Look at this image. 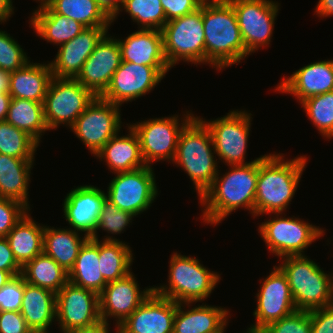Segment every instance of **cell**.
Instances as JSON below:
<instances>
[{
  "label": "cell",
  "instance_id": "1",
  "mask_svg": "<svg viewBox=\"0 0 333 333\" xmlns=\"http://www.w3.org/2000/svg\"><path fill=\"white\" fill-rule=\"evenodd\" d=\"M220 176L218 171L212 185L199 198L204 207L202 219L217 225L238 208L249 210L255 216V193L259 172V159L245 165H230Z\"/></svg>",
  "mask_w": 333,
  "mask_h": 333
},
{
  "label": "cell",
  "instance_id": "2",
  "mask_svg": "<svg viewBox=\"0 0 333 333\" xmlns=\"http://www.w3.org/2000/svg\"><path fill=\"white\" fill-rule=\"evenodd\" d=\"M205 64L223 70L246 58L235 10L228 0H204Z\"/></svg>",
  "mask_w": 333,
  "mask_h": 333
},
{
  "label": "cell",
  "instance_id": "3",
  "mask_svg": "<svg viewBox=\"0 0 333 333\" xmlns=\"http://www.w3.org/2000/svg\"><path fill=\"white\" fill-rule=\"evenodd\" d=\"M284 154H266L259 159V172L255 193V217L263 214L282 213L295 195L306 156L285 160Z\"/></svg>",
  "mask_w": 333,
  "mask_h": 333
},
{
  "label": "cell",
  "instance_id": "4",
  "mask_svg": "<svg viewBox=\"0 0 333 333\" xmlns=\"http://www.w3.org/2000/svg\"><path fill=\"white\" fill-rule=\"evenodd\" d=\"M213 140L206 124L194 116L182 129L173 164L181 166L190 177L199 198L218 174Z\"/></svg>",
  "mask_w": 333,
  "mask_h": 333
},
{
  "label": "cell",
  "instance_id": "5",
  "mask_svg": "<svg viewBox=\"0 0 333 333\" xmlns=\"http://www.w3.org/2000/svg\"><path fill=\"white\" fill-rule=\"evenodd\" d=\"M307 257L285 256L278 266L287 277L296 309L310 311L333 305V273H325Z\"/></svg>",
  "mask_w": 333,
  "mask_h": 333
},
{
  "label": "cell",
  "instance_id": "6",
  "mask_svg": "<svg viewBox=\"0 0 333 333\" xmlns=\"http://www.w3.org/2000/svg\"><path fill=\"white\" fill-rule=\"evenodd\" d=\"M168 284L153 291L176 303H197L210 296L220 282V275L208 270L196 257L173 253L169 261Z\"/></svg>",
  "mask_w": 333,
  "mask_h": 333
},
{
  "label": "cell",
  "instance_id": "7",
  "mask_svg": "<svg viewBox=\"0 0 333 333\" xmlns=\"http://www.w3.org/2000/svg\"><path fill=\"white\" fill-rule=\"evenodd\" d=\"M164 55L172 68L179 61L205 64V33L202 5L192 13L166 22L163 29Z\"/></svg>",
  "mask_w": 333,
  "mask_h": 333
},
{
  "label": "cell",
  "instance_id": "8",
  "mask_svg": "<svg viewBox=\"0 0 333 333\" xmlns=\"http://www.w3.org/2000/svg\"><path fill=\"white\" fill-rule=\"evenodd\" d=\"M262 222L258 230L270 253L275 256H297L303 254L312 242L324 236L325 230L293 216L286 218L282 213ZM295 217V218H294Z\"/></svg>",
  "mask_w": 333,
  "mask_h": 333
},
{
  "label": "cell",
  "instance_id": "9",
  "mask_svg": "<svg viewBox=\"0 0 333 333\" xmlns=\"http://www.w3.org/2000/svg\"><path fill=\"white\" fill-rule=\"evenodd\" d=\"M183 116L181 122L178 119L179 116L173 115L130 124L139 137L141 153L146 165L151 166L152 162L160 160L173 162L181 131L194 117L189 111Z\"/></svg>",
  "mask_w": 333,
  "mask_h": 333
},
{
  "label": "cell",
  "instance_id": "10",
  "mask_svg": "<svg viewBox=\"0 0 333 333\" xmlns=\"http://www.w3.org/2000/svg\"><path fill=\"white\" fill-rule=\"evenodd\" d=\"M95 97L76 79L53 77L43 102L48 129L56 130L60 124L70 128Z\"/></svg>",
  "mask_w": 333,
  "mask_h": 333
},
{
  "label": "cell",
  "instance_id": "11",
  "mask_svg": "<svg viewBox=\"0 0 333 333\" xmlns=\"http://www.w3.org/2000/svg\"><path fill=\"white\" fill-rule=\"evenodd\" d=\"M252 114L247 111L232 110L227 115L206 121L200 118L209 129L214 150L225 165H245L257 161L262 156L245 162L248 138L250 135Z\"/></svg>",
  "mask_w": 333,
  "mask_h": 333
},
{
  "label": "cell",
  "instance_id": "12",
  "mask_svg": "<svg viewBox=\"0 0 333 333\" xmlns=\"http://www.w3.org/2000/svg\"><path fill=\"white\" fill-rule=\"evenodd\" d=\"M116 175L109 183L106 195L119 209L137 216L149 209L158 197L155 173L151 166Z\"/></svg>",
  "mask_w": 333,
  "mask_h": 333
},
{
  "label": "cell",
  "instance_id": "13",
  "mask_svg": "<svg viewBox=\"0 0 333 333\" xmlns=\"http://www.w3.org/2000/svg\"><path fill=\"white\" fill-rule=\"evenodd\" d=\"M233 6L246 57L271 42L280 4L273 0H228Z\"/></svg>",
  "mask_w": 333,
  "mask_h": 333
},
{
  "label": "cell",
  "instance_id": "14",
  "mask_svg": "<svg viewBox=\"0 0 333 333\" xmlns=\"http://www.w3.org/2000/svg\"><path fill=\"white\" fill-rule=\"evenodd\" d=\"M120 106L96 96L70 129L94 156L121 129Z\"/></svg>",
  "mask_w": 333,
  "mask_h": 333
},
{
  "label": "cell",
  "instance_id": "15",
  "mask_svg": "<svg viewBox=\"0 0 333 333\" xmlns=\"http://www.w3.org/2000/svg\"><path fill=\"white\" fill-rule=\"evenodd\" d=\"M263 280L256 294L255 323L245 333H259L268 324L290 315L297 309L286 275L278 266Z\"/></svg>",
  "mask_w": 333,
  "mask_h": 333
},
{
  "label": "cell",
  "instance_id": "16",
  "mask_svg": "<svg viewBox=\"0 0 333 333\" xmlns=\"http://www.w3.org/2000/svg\"><path fill=\"white\" fill-rule=\"evenodd\" d=\"M99 320L97 293L68 281L56 294V321L62 333L93 325Z\"/></svg>",
  "mask_w": 333,
  "mask_h": 333
},
{
  "label": "cell",
  "instance_id": "17",
  "mask_svg": "<svg viewBox=\"0 0 333 333\" xmlns=\"http://www.w3.org/2000/svg\"><path fill=\"white\" fill-rule=\"evenodd\" d=\"M133 273L126 277L108 282L99 294L100 319L109 322L116 319V333H120L121 325L152 293L153 286L140 290Z\"/></svg>",
  "mask_w": 333,
  "mask_h": 333
},
{
  "label": "cell",
  "instance_id": "18",
  "mask_svg": "<svg viewBox=\"0 0 333 333\" xmlns=\"http://www.w3.org/2000/svg\"><path fill=\"white\" fill-rule=\"evenodd\" d=\"M164 77L152 66L121 61L110 84L100 96L102 99L122 106L151 92Z\"/></svg>",
  "mask_w": 333,
  "mask_h": 333
},
{
  "label": "cell",
  "instance_id": "19",
  "mask_svg": "<svg viewBox=\"0 0 333 333\" xmlns=\"http://www.w3.org/2000/svg\"><path fill=\"white\" fill-rule=\"evenodd\" d=\"M121 61L118 39L109 37L106 33L96 44L94 51L84 62L81 72L75 79L95 96H101L109 86Z\"/></svg>",
  "mask_w": 333,
  "mask_h": 333
},
{
  "label": "cell",
  "instance_id": "20",
  "mask_svg": "<svg viewBox=\"0 0 333 333\" xmlns=\"http://www.w3.org/2000/svg\"><path fill=\"white\" fill-rule=\"evenodd\" d=\"M107 198L106 193L93 185L73 188L63 202L64 218L78 232L88 238L95 235L100 212Z\"/></svg>",
  "mask_w": 333,
  "mask_h": 333
},
{
  "label": "cell",
  "instance_id": "21",
  "mask_svg": "<svg viewBox=\"0 0 333 333\" xmlns=\"http://www.w3.org/2000/svg\"><path fill=\"white\" fill-rule=\"evenodd\" d=\"M176 302L154 291L121 324L120 333H173Z\"/></svg>",
  "mask_w": 333,
  "mask_h": 333
},
{
  "label": "cell",
  "instance_id": "22",
  "mask_svg": "<svg viewBox=\"0 0 333 333\" xmlns=\"http://www.w3.org/2000/svg\"><path fill=\"white\" fill-rule=\"evenodd\" d=\"M108 27H86L75 38L61 44L54 61L49 63L53 77L75 79Z\"/></svg>",
  "mask_w": 333,
  "mask_h": 333
},
{
  "label": "cell",
  "instance_id": "23",
  "mask_svg": "<svg viewBox=\"0 0 333 333\" xmlns=\"http://www.w3.org/2000/svg\"><path fill=\"white\" fill-rule=\"evenodd\" d=\"M118 43L122 61L152 66L163 77L171 69L164 55L161 30L139 29L123 40L118 38Z\"/></svg>",
  "mask_w": 333,
  "mask_h": 333
},
{
  "label": "cell",
  "instance_id": "24",
  "mask_svg": "<svg viewBox=\"0 0 333 333\" xmlns=\"http://www.w3.org/2000/svg\"><path fill=\"white\" fill-rule=\"evenodd\" d=\"M275 91L294 95L299 102L333 91V60H322L310 63L291 76H284Z\"/></svg>",
  "mask_w": 333,
  "mask_h": 333
},
{
  "label": "cell",
  "instance_id": "25",
  "mask_svg": "<svg viewBox=\"0 0 333 333\" xmlns=\"http://www.w3.org/2000/svg\"><path fill=\"white\" fill-rule=\"evenodd\" d=\"M193 303H176L173 321V333H224L228 326L229 310L209 305H198L191 309ZM188 307L185 310L184 306ZM185 311H184V310Z\"/></svg>",
  "mask_w": 333,
  "mask_h": 333
},
{
  "label": "cell",
  "instance_id": "26",
  "mask_svg": "<svg viewBox=\"0 0 333 333\" xmlns=\"http://www.w3.org/2000/svg\"><path fill=\"white\" fill-rule=\"evenodd\" d=\"M127 125L128 135L119 136L116 133L95 155L101 161L105 160L114 174L147 166L141 153L139 137L131 125Z\"/></svg>",
  "mask_w": 333,
  "mask_h": 333
},
{
  "label": "cell",
  "instance_id": "27",
  "mask_svg": "<svg viewBox=\"0 0 333 333\" xmlns=\"http://www.w3.org/2000/svg\"><path fill=\"white\" fill-rule=\"evenodd\" d=\"M20 312L33 333H49V326L56 321V294L24 281Z\"/></svg>",
  "mask_w": 333,
  "mask_h": 333
},
{
  "label": "cell",
  "instance_id": "28",
  "mask_svg": "<svg viewBox=\"0 0 333 333\" xmlns=\"http://www.w3.org/2000/svg\"><path fill=\"white\" fill-rule=\"evenodd\" d=\"M30 17V25L43 40L61 45L75 38L86 27L74 19L53 12L42 0Z\"/></svg>",
  "mask_w": 333,
  "mask_h": 333
},
{
  "label": "cell",
  "instance_id": "29",
  "mask_svg": "<svg viewBox=\"0 0 333 333\" xmlns=\"http://www.w3.org/2000/svg\"><path fill=\"white\" fill-rule=\"evenodd\" d=\"M53 74L49 63L28 62L10 73L9 94L12 98L43 103Z\"/></svg>",
  "mask_w": 333,
  "mask_h": 333
},
{
  "label": "cell",
  "instance_id": "30",
  "mask_svg": "<svg viewBox=\"0 0 333 333\" xmlns=\"http://www.w3.org/2000/svg\"><path fill=\"white\" fill-rule=\"evenodd\" d=\"M34 159L0 154V196L24 204L29 210V181Z\"/></svg>",
  "mask_w": 333,
  "mask_h": 333
},
{
  "label": "cell",
  "instance_id": "31",
  "mask_svg": "<svg viewBox=\"0 0 333 333\" xmlns=\"http://www.w3.org/2000/svg\"><path fill=\"white\" fill-rule=\"evenodd\" d=\"M69 282L81 288L91 290L98 295L107 282L99 265V240L88 238L79 250L73 267L68 272Z\"/></svg>",
  "mask_w": 333,
  "mask_h": 333
},
{
  "label": "cell",
  "instance_id": "32",
  "mask_svg": "<svg viewBox=\"0 0 333 333\" xmlns=\"http://www.w3.org/2000/svg\"><path fill=\"white\" fill-rule=\"evenodd\" d=\"M28 212L6 236L14 257L21 266L43 253L45 226L37 224Z\"/></svg>",
  "mask_w": 333,
  "mask_h": 333
},
{
  "label": "cell",
  "instance_id": "33",
  "mask_svg": "<svg viewBox=\"0 0 333 333\" xmlns=\"http://www.w3.org/2000/svg\"><path fill=\"white\" fill-rule=\"evenodd\" d=\"M88 239L86 235L80 237V232L45 226L43 233V253L53 258L67 272L73 267L79 250Z\"/></svg>",
  "mask_w": 333,
  "mask_h": 333
},
{
  "label": "cell",
  "instance_id": "34",
  "mask_svg": "<svg viewBox=\"0 0 333 333\" xmlns=\"http://www.w3.org/2000/svg\"><path fill=\"white\" fill-rule=\"evenodd\" d=\"M99 240V265L104 280L108 283L131 273L133 253L131 247L112 236Z\"/></svg>",
  "mask_w": 333,
  "mask_h": 333
},
{
  "label": "cell",
  "instance_id": "35",
  "mask_svg": "<svg viewBox=\"0 0 333 333\" xmlns=\"http://www.w3.org/2000/svg\"><path fill=\"white\" fill-rule=\"evenodd\" d=\"M20 275L26 283L48 289L55 294L69 281L68 272L44 253L25 263Z\"/></svg>",
  "mask_w": 333,
  "mask_h": 333
},
{
  "label": "cell",
  "instance_id": "36",
  "mask_svg": "<svg viewBox=\"0 0 333 333\" xmlns=\"http://www.w3.org/2000/svg\"><path fill=\"white\" fill-rule=\"evenodd\" d=\"M6 121L14 127L27 132L38 143L45 131H49L45 119L43 103L12 98Z\"/></svg>",
  "mask_w": 333,
  "mask_h": 333
},
{
  "label": "cell",
  "instance_id": "37",
  "mask_svg": "<svg viewBox=\"0 0 333 333\" xmlns=\"http://www.w3.org/2000/svg\"><path fill=\"white\" fill-rule=\"evenodd\" d=\"M53 12L74 19L85 27L110 26L112 20L95 0H42Z\"/></svg>",
  "mask_w": 333,
  "mask_h": 333
},
{
  "label": "cell",
  "instance_id": "38",
  "mask_svg": "<svg viewBox=\"0 0 333 333\" xmlns=\"http://www.w3.org/2000/svg\"><path fill=\"white\" fill-rule=\"evenodd\" d=\"M38 146L39 143L27 132L6 120L0 122V154L20 159H35Z\"/></svg>",
  "mask_w": 333,
  "mask_h": 333
},
{
  "label": "cell",
  "instance_id": "39",
  "mask_svg": "<svg viewBox=\"0 0 333 333\" xmlns=\"http://www.w3.org/2000/svg\"><path fill=\"white\" fill-rule=\"evenodd\" d=\"M122 8L140 29L162 30L166 24V15L160 0H124Z\"/></svg>",
  "mask_w": 333,
  "mask_h": 333
},
{
  "label": "cell",
  "instance_id": "40",
  "mask_svg": "<svg viewBox=\"0 0 333 333\" xmlns=\"http://www.w3.org/2000/svg\"><path fill=\"white\" fill-rule=\"evenodd\" d=\"M310 121L325 139L333 137V91L300 102Z\"/></svg>",
  "mask_w": 333,
  "mask_h": 333
},
{
  "label": "cell",
  "instance_id": "41",
  "mask_svg": "<svg viewBox=\"0 0 333 333\" xmlns=\"http://www.w3.org/2000/svg\"><path fill=\"white\" fill-rule=\"evenodd\" d=\"M136 217L132 213L127 211H123L119 209L116 205H114L110 200L107 198L103 203L102 211L100 212L97 228L95 235L92 239L98 240V232L97 230L102 229L107 231V233L111 234H120L125 231L127 226L132 223V219Z\"/></svg>",
  "mask_w": 333,
  "mask_h": 333
},
{
  "label": "cell",
  "instance_id": "42",
  "mask_svg": "<svg viewBox=\"0 0 333 333\" xmlns=\"http://www.w3.org/2000/svg\"><path fill=\"white\" fill-rule=\"evenodd\" d=\"M21 48L20 44L13 39L6 31L0 30V69L6 72L19 70L26 63L29 57Z\"/></svg>",
  "mask_w": 333,
  "mask_h": 333
},
{
  "label": "cell",
  "instance_id": "43",
  "mask_svg": "<svg viewBox=\"0 0 333 333\" xmlns=\"http://www.w3.org/2000/svg\"><path fill=\"white\" fill-rule=\"evenodd\" d=\"M259 333H311L309 311L296 310L290 315L268 324Z\"/></svg>",
  "mask_w": 333,
  "mask_h": 333
},
{
  "label": "cell",
  "instance_id": "44",
  "mask_svg": "<svg viewBox=\"0 0 333 333\" xmlns=\"http://www.w3.org/2000/svg\"><path fill=\"white\" fill-rule=\"evenodd\" d=\"M27 211L21 202L0 196V237H6Z\"/></svg>",
  "mask_w": 333,
  "mask_h": 333
},
{
  "label": "cell",
  "instance_id": "45",
  "mask_svg": "<svg viewBox=\"0 0 333 333\" xmlns=\"http://www.w3.org/2000/svg\"><path fill=\"white\" fill-rule=\"evenodd\" d=\"M24 279L21 275L14 276L0 289V312L18 311L22 306Z\"/></svg>",
  "mask_w": 333,
  "mask_h": 333
},
{
  "label": "cell",
  "instance_id": "46",
  "mask_svg": "<svg viewBox=\"0 0 333 333\" xmlns=\"http://www.w3.org/2000/svg\"><path fill=\"white\" fill-rule=\"evenodd\" d=\"M166 15V22L194 12L204 0H160Z\"/></svg>",
  "mask_w": 333,
  "mask_h": 333
},
{
  "label": "cell",
  "instance_id": "47",
  "mask_svg": "<svg viewBox=\"0 0 333 333\" xmlns=\"http://www.w3.org/2000/svg\"><path fill=\"white\" fill-rule=\"evenodd\" d=\"M311 333H333V305L309 311Z\"/></svg>",
  "mask_w": 333,
  "mask_h": 333
},
{
  "label": "cell",
  "instance_id": "48",
  "mask_svg": "<svg viewBox=\"0 0 333 333\" xmlns=\"http://www.w3.org/2000/svg\"><path fill=\"white\" fill-rule=\"evenodd\" d=\"M0 333H33L18 311L0 312Z\"/></svg>",
  "mask_w": 333,
  "mask_h": 333
},
{
  "label": "cell",
  "instance_id": "49",
  "mask_svg": "<svg viewBox=\"0 0 333 333\" xmlns=\"http://www.w3.org/2000/svg\"><path fill=\"white\" fill-rule=\"evenodd\" d=\"M22 266L17 262L6 237H0V270L8 271L13 276L21 274Z\"/></svg>",
  "mask_w": 333,
  "mask_h": 333
},
{
  "label": "cell",
  "instance_id": "50",
  "mask_svg": "<svg viewBox=\"0 0 333 333\" xmlns=\"http://www.w3.org/2000/svg\"><path fill=\"white\" fill-rule=\"evenodd\" d=\"M97 5L102 9V11L113 21L117 19L121 6L124 0H95Z\"/></svg>",
  "mask_w": 333,
  "mask_h": 333
},
{
  "label": "cell",
  "instance_id": "51",
  "mask_svg": "<svg viewBox=\"0 0 333 333\" xmlns=\"http://www.w3.org/2000/svg\"><path fill=\"white\" fill-rule=\"evenodd\" d=\"M108 328L109 323L107 321L99 320L93 325L86 326L84 328H78L68 333H109L110 328Z\"/></svg>",
  "mask_w": 333,
  "mask_h": 333
},
{
  "label": "cell",
  "instance_id": "52",
  "mask_svg": "<svg viewBox=\"0 0 333 333\" xmlns=\"http://www.w3.org/2000/svg\"><path fill=\"white\" fill-rule=\"evenodd\" d=\"M315 13L318 17H329L333 15V0H319Z\"/></svg>",
  "mask_w": 333,
  "mask_h": 333
},
{
  "label": "cell",
  "instance_id": "53",
  "mask_svg": "<svg viewBox=\"0 0 333 333\" xmlns=\"http://www.w3.org/2000/svg\"><path fill=\"white\" fill-rule=\"evenodd\" d=\"M12 0H0V23L4 24L14 13Z\"/></svg>",
  "mask_w": 333,
  "mask_h": 333
},
{
  "label": "cell",
  "instance_id": "54",
  "mask_svg": "<svg viewBox=\"0 0 333 333\" xmlns=\"http://www.w3.org/2000/svg\"><path fill=\"white\" fill-rule=\"evenodd\" d=\"M11 99L9 93H0V122L6 120Z\"/></svg>",
  "mask_w": 333,
  "mask_h": 333
},
{
  "label": "cell",
  "instance_id": "55",
  "mask_svg": "<svg viewBox=\"0 0 333 333\" xmlns=\"http://www.w3.org/2000/svg\"><path fill=\"white\" fill-rule=\"evenodd\" d=\"M10 89V72L0 69V93H9Z\"/></svg>",
  "mask_w": 333,
  "mask_h": 333
},
{
  "label": "cell",
  "instance_id": "56",
  "mask_svg": "<svg viewBox=\"0 0 333 333\" xmlns=\"http://www.w3.org/2000/svg\"><path fill=\"white\" fill-rule=\"evenodd\" d=\"M14 276L8 272L0 270V289L3 288V286L9 282Z\"/></svg>",
  "mask_w": 333,
  "mask_h": 333
}]
</instances>
